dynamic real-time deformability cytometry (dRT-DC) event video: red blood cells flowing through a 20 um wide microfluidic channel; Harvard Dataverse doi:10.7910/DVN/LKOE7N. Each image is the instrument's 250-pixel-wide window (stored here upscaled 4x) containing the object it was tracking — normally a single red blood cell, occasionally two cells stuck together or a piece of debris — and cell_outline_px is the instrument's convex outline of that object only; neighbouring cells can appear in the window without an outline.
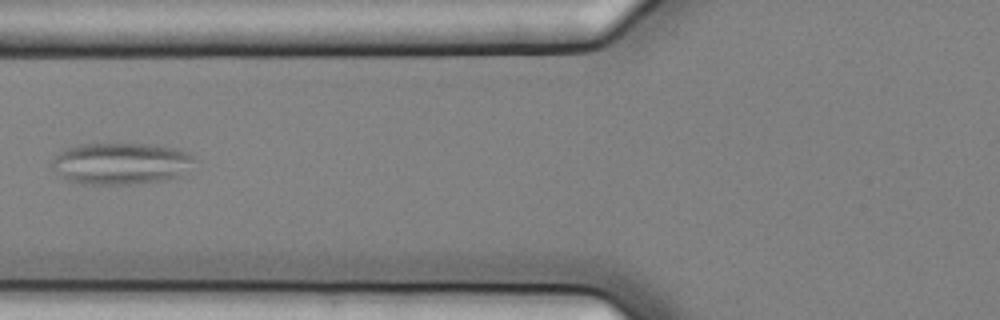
{"species": "common noctule bat (a hibernating species)", "species_latin": "Nyctalus noctula", "temperature_condition": "cold", "stored_images_in_passage": 6, "camera_frame_rate_fps": 3000, "um_per_image_px": 0.085, "animal": {"sex": "female", "body_mass_g": 25.1}, "frame": {"image": 1, "passage_image": 6, "time_ms": 1.667, "image_size_px": [1000, 320], "cell_outline_px": [[196, 160], [180, 176], [164, 180], [128, 184], [80, 184], [68, 180], [52, 164], [52, 160], [60, 152], [68, 148], [80, 144], [148, 144], [180, 148], [188, 152]], "centroid_in_image_um": [10.34, 13.89], "position_along_channel_um": 115.5, "area_um2": 34.28}}